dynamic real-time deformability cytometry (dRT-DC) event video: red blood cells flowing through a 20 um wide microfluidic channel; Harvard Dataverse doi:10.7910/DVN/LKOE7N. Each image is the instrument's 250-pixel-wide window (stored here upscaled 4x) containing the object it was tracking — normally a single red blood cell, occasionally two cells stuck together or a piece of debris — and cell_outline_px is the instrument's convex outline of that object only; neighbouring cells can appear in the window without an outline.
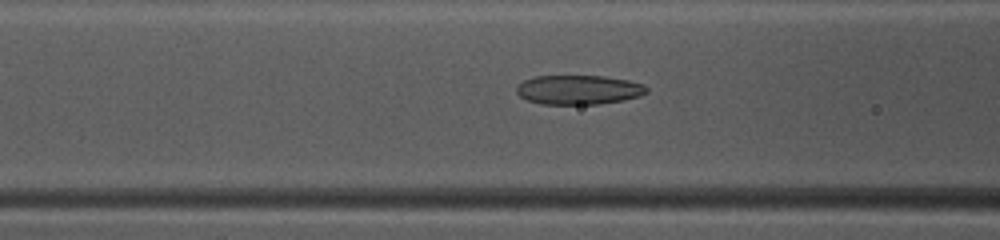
{"species": "common noctule bat (a hibernating species)", "species_latin": "Nyctalus noctula", "temperature_condition": "warm", "stored_images_in_passage": 50, "camera_frame_rate_fps": 3000, "um_per_image_px": 0.085, "animal": {"sex": "female", "body_mass_g": 10.0, "forearm_length_mm": 53.1}, "frame": {"image": 1, "passage_image": 20, "time_ms": 6.333, "image_size_px": [1000, 240], "cell_outline_px": [[648, 92], [640, 96], [624, 100], [600, 104], [540, 104], [528, 100], [520, 96], [516, 92], [516, 88], [524, 80], [532, 76], [604, 76], [628, 80], [644, 84], [648, 88]], "centroid_in_image_um": [49.2, 7.63], "position_along_channel_um": 117.4, "area_um2": 22.37}}
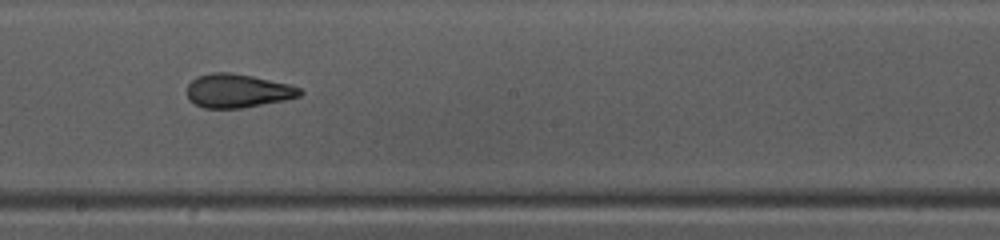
{"frame": {"image": 2, "passage_image": 28, "time_ms": 9.0, "image_size_px": [1000, 240], "cell_outline_px": [[304, 92], [300, 96], [284, 100], [240, 108], [204, 108], [188, 100], [188, 84], [196, 76], [212, 72], [232, 72], [252, 76], [288, 84], [300, 88]], "centroid_in_image_um": [20.18, 7.71], "position_along_channel_um": 228.0, "area_um2": 22.08}}
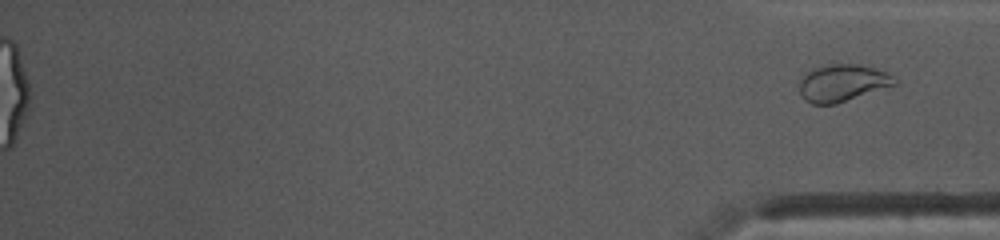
{"frame": {"image": 3, "passage_image": 50, "time_ms": 16.333, "image_size_px": [1000, 240], "cell_outline_px": [[900, 80], [896, 84], [836, 104], [812, 104], [804, 100], [800, 92], [800, 80], [812, 68], [832, 64], [860, 64], [876, 68], [888, 72], [896, 76]], "centroid_in_image_um": [71.66, 7.04], "position_along_channel_um": 363.5, "area_um2": 20.69}}